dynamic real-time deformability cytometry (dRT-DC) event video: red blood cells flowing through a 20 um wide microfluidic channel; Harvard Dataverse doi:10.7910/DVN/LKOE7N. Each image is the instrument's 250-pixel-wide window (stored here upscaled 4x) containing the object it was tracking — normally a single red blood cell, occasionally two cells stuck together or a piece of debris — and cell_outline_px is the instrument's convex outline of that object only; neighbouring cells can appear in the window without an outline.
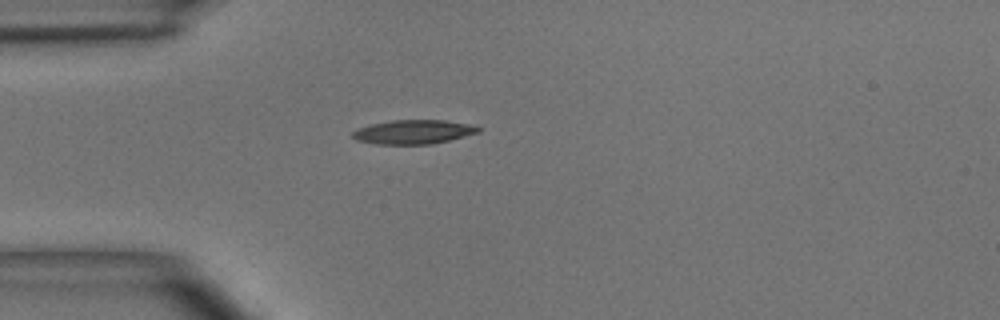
{"species": "common noctule bat (a hibernating species)", "species_latin": "Nyctalus noctula", "temperature_condition": "room temperature", "stored_images_in_passage": 5, "camera_frame_rate_fps": 3000, "um_per_image_px": 0.085, "animal": {"sex": "male", "body_mass_g": 15.6}, "frame": {"image": 1, "passage_image": 5, "time_ms": 5.333, "image_size_px": [1000, 320], "cell_outline_px": [[480, 132], [432, 144], [376, 144], [356, 140], [352, 136], [352, 132], [360, 128], [372, 124], [392, 120], [444, 120], [468, 124], [480, 128]], "centroid_in_image_um": [35.13, 11.21], "position_along_channel_um": 49.9, "area_um2": 17.4}}